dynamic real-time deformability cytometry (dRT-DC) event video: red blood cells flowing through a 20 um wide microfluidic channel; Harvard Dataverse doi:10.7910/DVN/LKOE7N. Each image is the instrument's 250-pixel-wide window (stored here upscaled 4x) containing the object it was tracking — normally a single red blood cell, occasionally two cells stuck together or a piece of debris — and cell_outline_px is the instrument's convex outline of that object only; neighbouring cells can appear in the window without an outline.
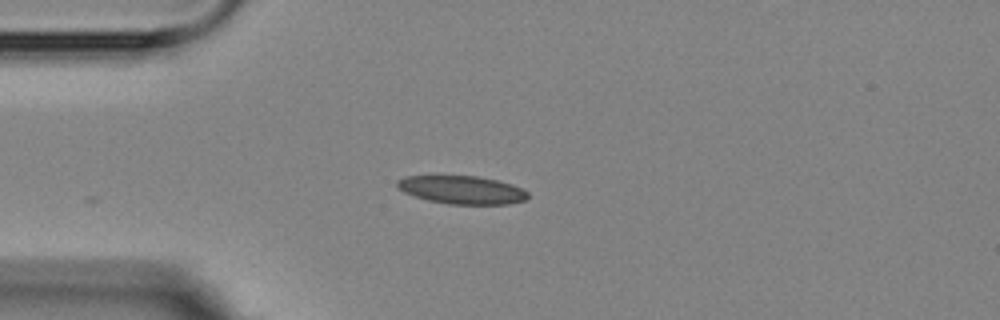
{"species": "Egyptian fruit bat (a non-hibernating species)", "species_latin": "Rousettus aegyptiacus", "temperature_condition": "room temperature", "stored_images_in_passage": 3, "camera_frame_rate_fps": 3000, "um_per_image_px": 0.085, "animal": {"sex": "female"}, "frame": {"image": 1, "passage_image": 1, "time_ms": 0.0, "image_size_px": [1000, 320], "cell_outline_px": [[528, 196], [524, 200], [508, 204], [448, 204], [428, 200], [404, 192], [396, 184], [396, 180], [404, 176], [432, 172], [476, 176], [496, 180], [512, 184], [528, 192]], "centroid_in_image_um": [39.16, 16.07], "position_along_channel_um": 45.8, "area_um2": 22.25}}
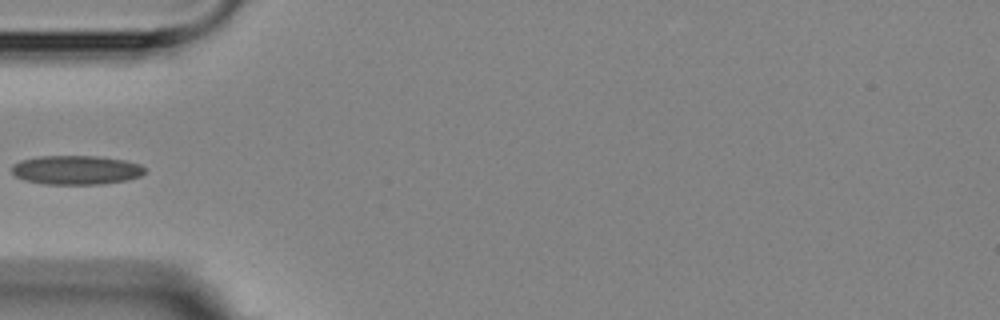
{"frame": {"image": 2, "passage_image": 2, "time_ms": 1.333, "image_size_px": [1000, 320], "cell_outline_px": [[144, 172], [140, 176], [128, 180], [100, 184], [44, 184], [24, 180], [16, 176], [12, 172], [12, 164], [20, 160], [40, 156], [100, 156], [124, 160], [140, 164], [144, 168]], "centroid_in_image_um": [6.46, 14.44], "position_along_channel_um": 78.5, "area_um2": 22.6}}
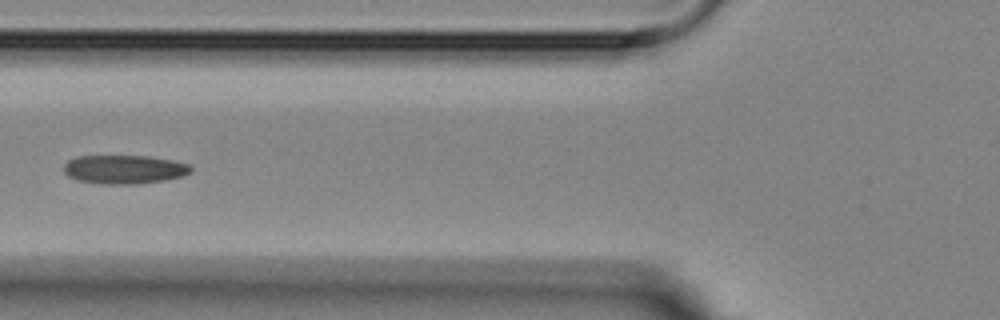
{"frame": {"image": 3, "passage_image": 3, "time_ms": 2.333, "image_size_px": [1000, 320], "cell_outline_px": [[192, 172], [184, 176], [164, 180], [136, 184], [104, 184], [80, 180], [68, 176], [64, 172], [64, 164], [68, 160], [76, 156], [148, 156], [172, 160], [188, 164], [192, 168]], "centroid_in_image_um": [10.58, 14.39], "position_along_channel_um": 115.2, "area_um2": 21.27}}